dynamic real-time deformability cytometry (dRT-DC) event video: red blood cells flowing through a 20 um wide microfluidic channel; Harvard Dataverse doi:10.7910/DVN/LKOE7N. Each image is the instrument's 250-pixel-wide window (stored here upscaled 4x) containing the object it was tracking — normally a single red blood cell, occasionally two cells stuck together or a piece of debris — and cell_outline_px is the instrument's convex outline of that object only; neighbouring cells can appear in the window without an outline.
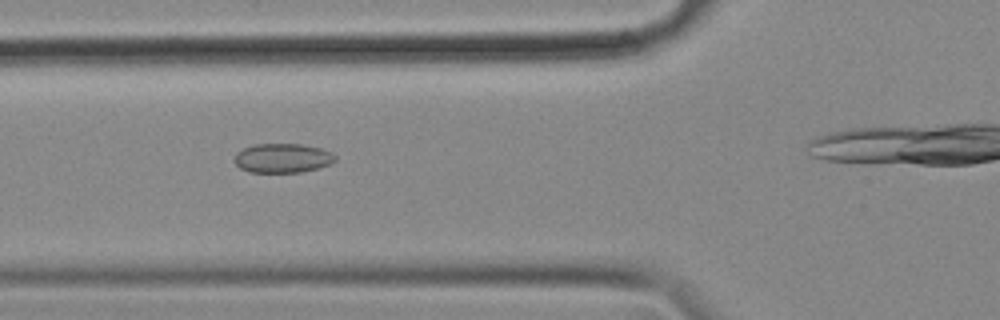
{"species": "common noctule bat (a hibernating species)", "species_latin": "Nyctalus noctula", "temperature_condition": "cold", "stored_images_in_passage": 38, "camera_frame_rate_fps": 3000, "um_per_image_px": 0.085, "animal": {"sex": "female", "body_mass_g": 18.4}, "frame": {"image": 1, "passage_image": 13, "time_ms": 4.0, "image_size_px": [1000, 320], "cell_outline_px": [[336, 160], [332, 164], [300, 172], [248, 172], [240, 168], [232, 160], [236, 152], [252, 144], [300, 144], [320, 148], [332, 152], [336, 156]], "centroid_in_image_um": [23.99, 13.43], "position_along_channel_um": 101.8, "area_um2": 17.34}}
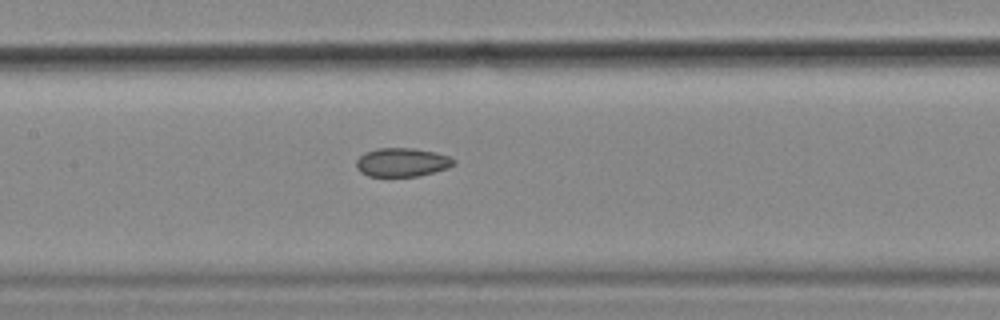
{"frame": {"image": 2, "passage_image": 19, "time_ms": 6.0, "image_size_px": [1000, 320], "cell_outline_px": [[456, 164], [448, 168], [416, 176], [368, 176], [360, 172], [356, 168], [356, 160], [364, 152], [376, 148], [412, 148], [436, 152], [448, 156], [456, 160]], "centroid_in_image_um": [34.16, 13.79], "position_along_channel_um": 173.2, "area_um2": 16.36}}
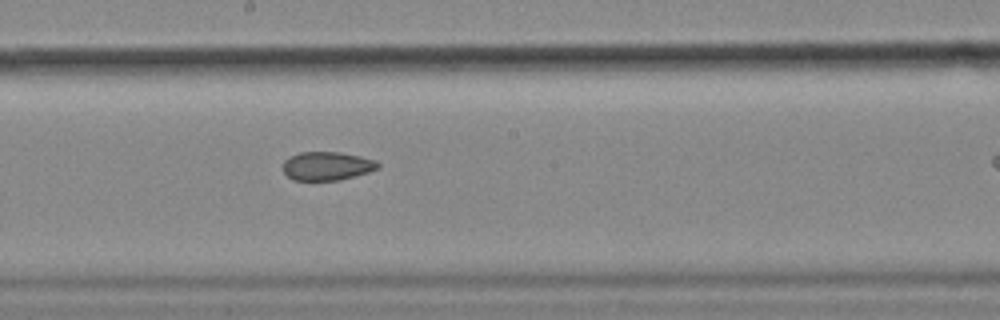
{"frame": {"image": 3, "passage_image": 23, "time_ms": 7.333, "image_size_px": [1000, 320], "cell_outline_px": [[380, 168], [368, 172], [340, 180], [292, 180], [284, 172], [284, 160], [288, 156], [300, 152], [340, 152], [360, 156], [376, 160], [380, 164]], "centroid_in_image_um": [27.8, 14.1], "position_along_channel_um": 220.4, "area_um2": 15.9}}